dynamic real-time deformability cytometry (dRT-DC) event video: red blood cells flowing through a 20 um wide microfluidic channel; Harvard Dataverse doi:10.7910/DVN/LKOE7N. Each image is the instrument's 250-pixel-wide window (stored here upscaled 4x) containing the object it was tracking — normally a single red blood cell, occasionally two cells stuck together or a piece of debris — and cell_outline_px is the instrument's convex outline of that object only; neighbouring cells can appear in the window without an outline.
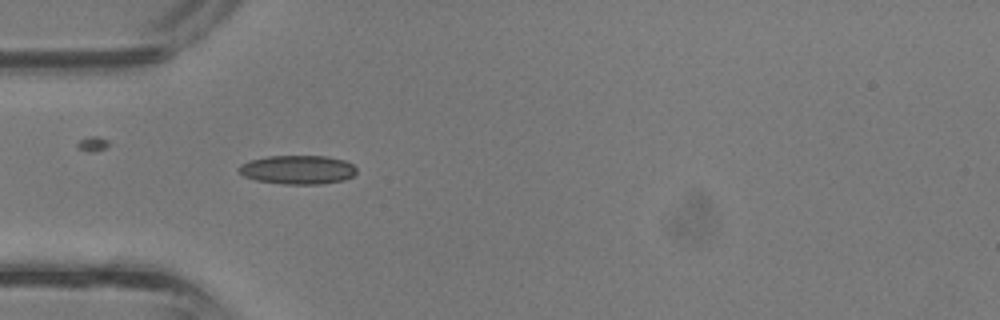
{"species": "common noctule bat (a hibernating species)", "species_latin": "Nyctalus noctula", "temperature_condition": "room temperature", "stored_images_in_passage": 28, "camera_frame_rate_fps": 3000, "um_per_image_px": 0.085, "animal": {"sex": "male", "body_mass_g": 13.3}, "frame": {"image": 1, "passage_image": 1, "time_ms": 0.0, "image_size_px": [1000, 320], "cell_outline_px": [[356, 172], [352, 176], [344, 180], [320, 184], [284, 184], [256, 180], [244, 176], [236, 168], [240, 164], [248, 160], [268, 156], [324, 156], [344, 160], [352, 164], [356, 168]], "centroid_in_image_um": [25.28, 14.42], "position_along_channel_um": 59.7, "area_um2": 19.83}}
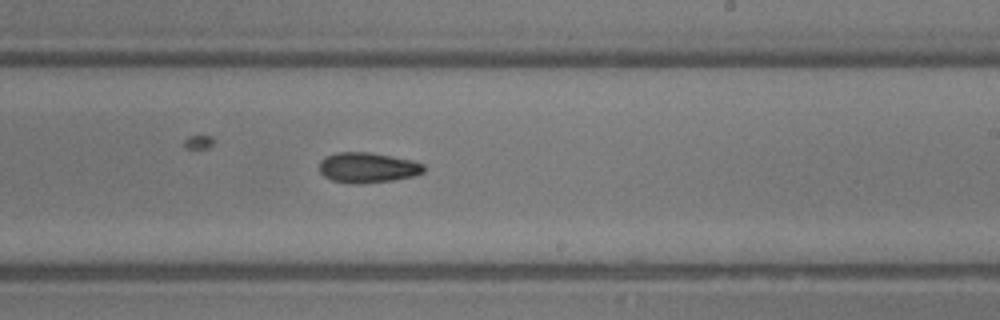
{"frame": {"image": 2, "passage_image": 12, "time_ms": 3.667, "image_size_px": [1000, 320], "cell_outline_px": [[424, 172], [412, 176], [392, 180], [360, 184], [352, 184], [332, 180], [324, 176], [320, 172], [320, 160], [324, 156], [336, 152], [368, 152], [412, 160], [424, 164]], "centroid_in_image_um": [31.21, 14.24], "position_along_channel_um": 257.8, "area_um2": 18.44}}
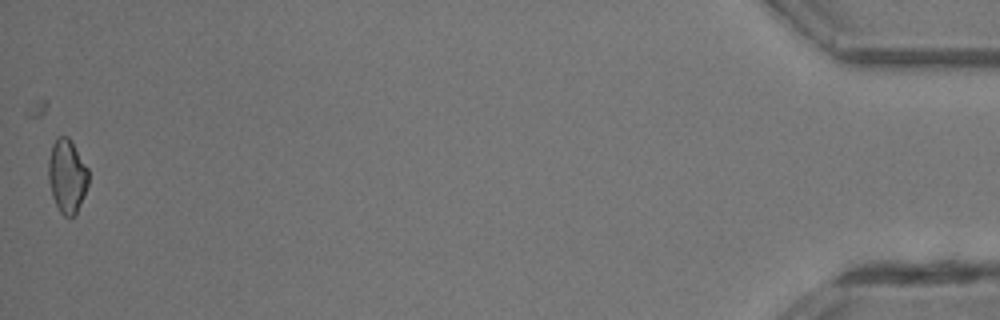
{"frame": {"image": 3, "passage_image": 27, "time_ms": 8.667, "image_size_px": [1000, 320], "cell_outline_px": [[88, 184], [76, 216], [64, 216], [60, 212], [52, 196], [48, 180], [48, 160], [52, 144], [56, 136], [68, 136], [88, 168]], "centroid_in_image_um": [5.69, 14.96], "position_along_channel_um": 429.5, "area_um2": 17.28}}